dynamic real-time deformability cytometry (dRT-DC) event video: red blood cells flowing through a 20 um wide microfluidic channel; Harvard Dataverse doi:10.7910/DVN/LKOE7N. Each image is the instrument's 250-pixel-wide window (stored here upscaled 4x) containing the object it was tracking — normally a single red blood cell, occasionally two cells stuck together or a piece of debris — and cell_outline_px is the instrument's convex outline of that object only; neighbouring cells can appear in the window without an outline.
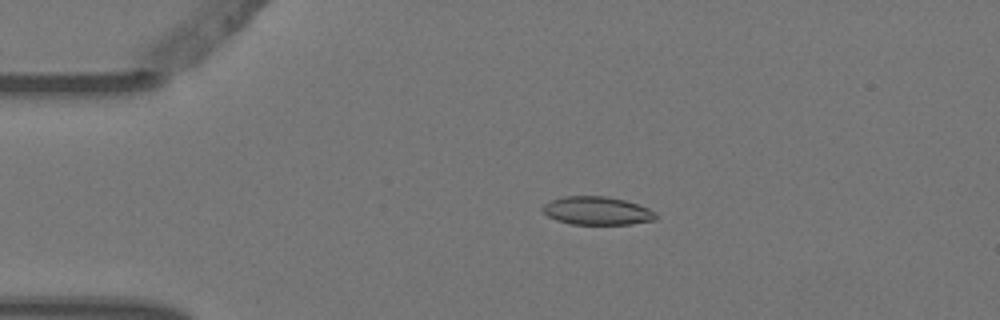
{"species": "Egyptian fruit bat (a non-hibernating species)", "species_latin": "Rousettus aegyptiacus", "temperature_condition": "warm", "stored_images_in_passage": 6, "camera_frame_rate_fps": 3000, "um_per_image_px": 0.085, "animal": {"sex": "female"}, "frame": {"image": 1, "passage_image": 4, "time_ms": 1.0, "image_size_px": [1000, 320], "cell_outline_px": [[656, 220], [632, 224], [572, 224], [556, 220], [548, 216], [540, 208], [544, 204], [552, 200], [564, 196], [604, 196], [624, 200], [648, 208], [656, 212]], "centroid_in_image_um": [50.74, 17.92], "position_along_channel_um": 34.3, "area_um2": 18.55}}